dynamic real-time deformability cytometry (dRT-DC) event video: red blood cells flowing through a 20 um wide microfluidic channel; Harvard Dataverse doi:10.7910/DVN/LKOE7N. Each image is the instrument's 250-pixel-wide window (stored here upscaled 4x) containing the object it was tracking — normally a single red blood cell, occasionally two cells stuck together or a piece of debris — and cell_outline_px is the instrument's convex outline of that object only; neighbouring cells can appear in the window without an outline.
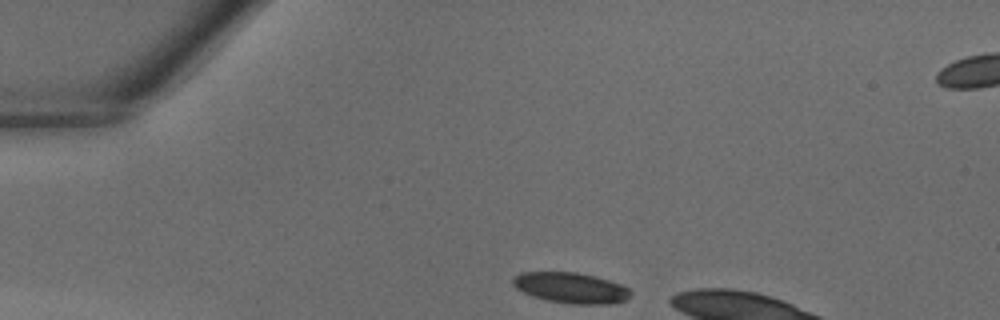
{"species": "common noctule bat (a hibernating species)", "species_latin": "Nyctalus noctula", "temperature_condition": "warm", "stored_images_in_passage": 8, "camera_frame_rate_fps": 3000, "um_per_image_px": 0.085, "animal": {"sex": "male", "body_mass_g": 18.8}, "frame": {"image": 1, "passage_image": 1, "time_ms": 0.0, "image_size_px": [1000, 320], "cell_outline_px": [[632, 292], [628, 300], [616, 304], [572, 304], [548, 300], [532, 296], [516, 288], [512, 284], [512, 276], [520, 272], [576, 272], [596, 276], [620, 284], [628, 288]], "centroid_in_image_um": [48.54, 24.47], "position_along_channel_um": 36.5, "area_um2": 21.27}}
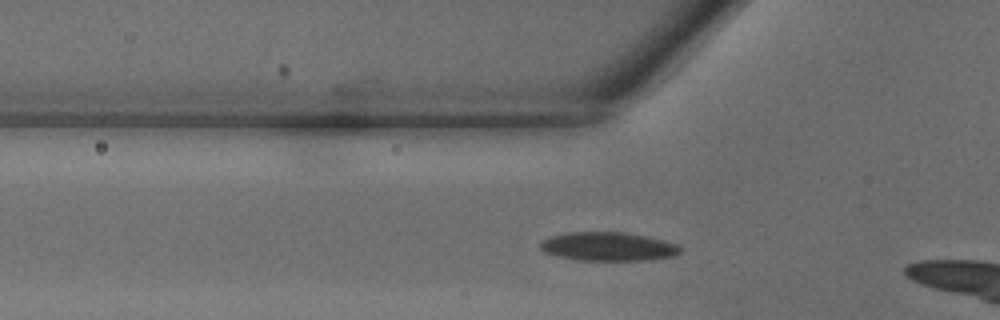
{"frame": {"image": 2, "passage_image": 6, "time_ms": 1.667, "image_size_px": [1000, 320], "cell_outline_px": [[680, 252], [672, 256], [648, 260], [576, 260], [556, 256], [544, 252], [540, 248], [540, 244], [548, 236], [572, 232], [624, 232], [648, 236], [680, 244]], "centroid_in_image_um": [51.7, 20.95], "position_along_channel_um": 74.1, "area_um2": 23.52}}